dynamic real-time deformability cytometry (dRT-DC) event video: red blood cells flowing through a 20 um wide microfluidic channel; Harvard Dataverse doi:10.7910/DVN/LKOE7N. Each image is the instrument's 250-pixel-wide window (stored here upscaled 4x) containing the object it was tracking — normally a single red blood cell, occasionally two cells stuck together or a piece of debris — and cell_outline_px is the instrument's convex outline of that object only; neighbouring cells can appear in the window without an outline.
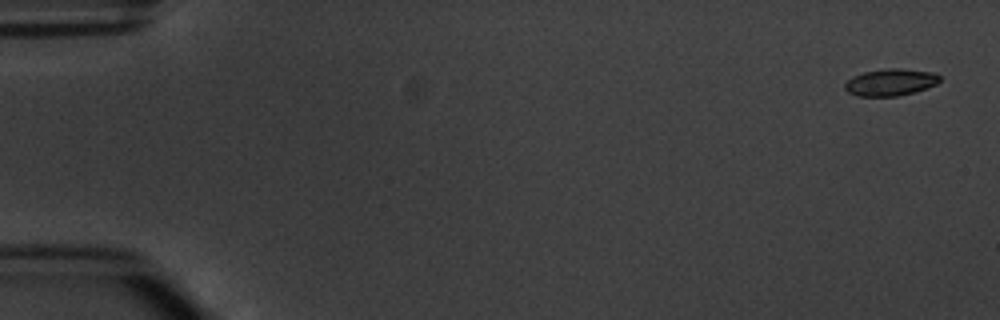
{"species": "common noctule bat (a hibernating species)", "species_latin": "Nyctalus noctula", "temperature_condition": "warm", "stored_images_in_passage": 5, "camera_frame_rate_fps": 3000, "um_per_image_px": 0.085, "animal": {"sex": "male", "body_mass_g": 20.1, "forearm_length_mm": 53.5}, "frame": {"image": 1, "passage_image": 1, "time_ms": 0.0, "image_size_px": [1000, 320], "cell_outline_px": [[940, 80], [936, 84], [912, 92], [896, 96], [856, 96], [848, 92], [844, 88], [844, 84], [852, 76], [864, 72], [888, 68], [900, 68], [936, 72], [940, 76]], "centroid_in_image_um": [75.68, 6.98], "position_along_channel_um": 9.3, "area_um2": 14.85}}
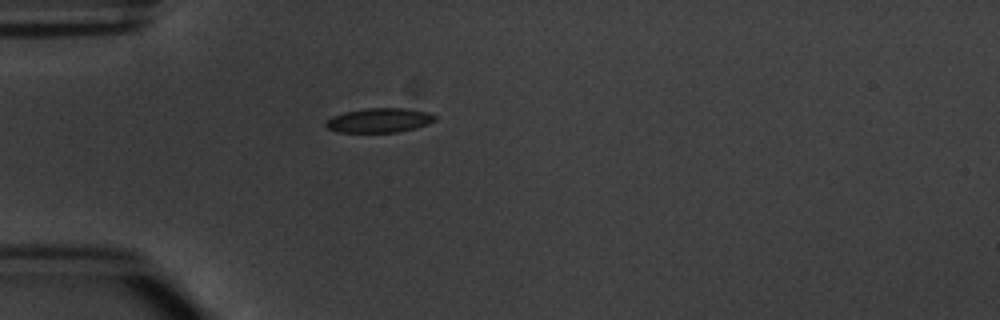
{"frame": {"image": 2, "passage_image": 5, "time_ms": 4.667, "image_size_px": [1000, 320], "cell_outline_px": [[436, 120], [428, 124], [416, 128], [396, 132], [336, 132], [328, 128], [324, 124], [332, 116], [344, 112], [368, 108], [404, 108], [428, 112], [436, 116]], "centroid_in_image_um": [32.25, 10.23], "position_along_channel_um": 52.8, "area_um2": 15.49}}